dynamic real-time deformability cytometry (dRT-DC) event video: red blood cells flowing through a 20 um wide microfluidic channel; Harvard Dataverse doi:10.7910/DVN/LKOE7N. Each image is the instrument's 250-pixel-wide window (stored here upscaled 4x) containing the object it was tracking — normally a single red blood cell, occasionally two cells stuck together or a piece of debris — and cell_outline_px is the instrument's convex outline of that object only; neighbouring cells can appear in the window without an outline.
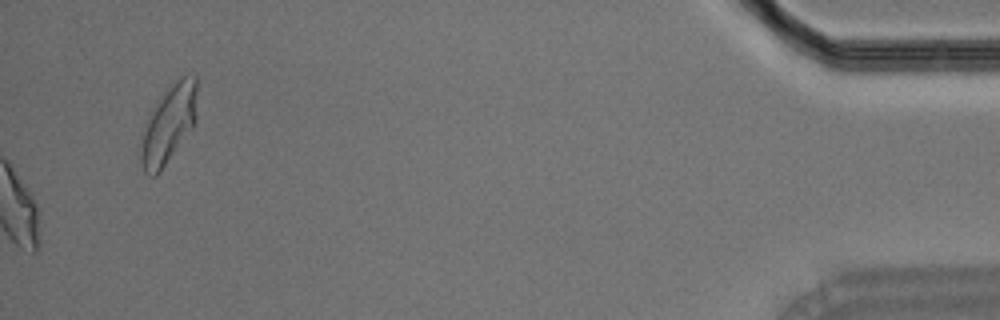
{"species": "Egyptian fruit bat (a non-hibernating species)", "species_latin": "Rousettus aegyptiacus", "temperature_condition": "room temperature", "stored_images_in_passage": 53, "camera_frame_rate_fps": 3000, "um_per_image_px": 0.085, "animal": {"sex": "male"}, "frame": {"image": 1, "passage_image": 53, "time_ms": 17.333, "image_size_px": [1000, 320], "cell_outline_px": [[196, 120], [192, 128], [160, 172], [156, 176], [152, 176], [144, 172], [140, 160], [140, 152], [144, 132], [148, 120], [156, 100], [172, 84], [188, 72], [196, 76]], "centroid_in_image_um": [14.35, 10.55], "position_along_channel_um": 420.8, "area_um2": 25.2}}